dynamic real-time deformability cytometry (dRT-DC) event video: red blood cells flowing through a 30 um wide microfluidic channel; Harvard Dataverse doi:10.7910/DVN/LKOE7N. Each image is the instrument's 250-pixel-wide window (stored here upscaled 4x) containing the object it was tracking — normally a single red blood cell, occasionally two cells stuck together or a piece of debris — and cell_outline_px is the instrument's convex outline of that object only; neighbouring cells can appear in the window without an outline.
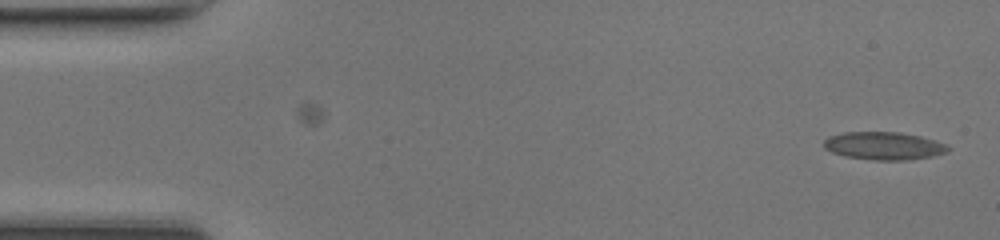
{"species": "common noctule bat (a hibernating species)", "species_latin": "Nyctalus noctula", "temperature_condition": "room temperature", "stored_images_in_passage": 47, "camera_frame_rate_fps": 3000, "um_per_image_px": 0.085, "animal": {"sex": "female", "body_mass_g": 17.0, "forearm_length_mm": 48.0}, "frame": {"image": 1, "passage_image": 1, "time_ms": 0.0, "image_size_px": [1000, 240], "cell_outline_px": [[952, 148], [948, 152], [932, 156], [908, 160], [876, 160], [844, 156], [832, 152], [824, 148], [824, 140], [828, 136], [844, 132], [900, 132], [920, 136], [936, 140]], "centroid_in_image_um": [75.14, 12.39], "position_along_channel_um": 9.9, "area_um2": 20.23}}
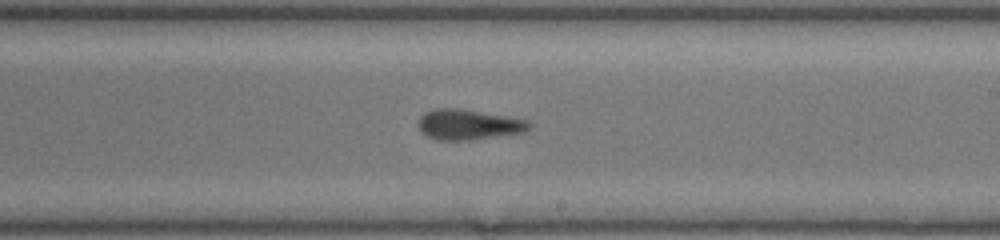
{"frame": {"image": 2, "passage_image": 27, "time_ms": 8.667, "image_size_px": [1000, 240], "cell_outline_px": [[532, 124], [524, 132], [472, 140], [436, 140], [420, 132], [420, 116], [424, 112], [436, 108], [456, 108], [528, 120]], "centroid_in_image_um": [39.8, 10.6], "position_along_channel_um": 249.2, "area_um2": 19.36}}
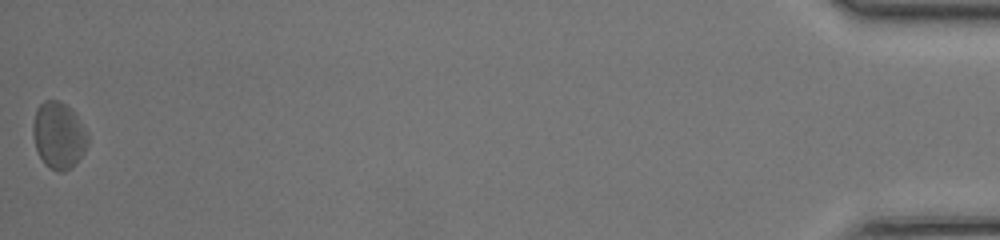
{"frame": {"image": 3, "passage_image": 47, "time_ms": 15.333, "image_size_px": [1000, 240], "cell_outline_px": [[88, 144], [84, 152], [64, 172], [60, 172], [44, 164], [36, 148], [32, 136], [32, 124], [36, 108], [44, 100], [60, 100], [72, 112], [88, 136]], "centroid_in_image_um": [4.93, 11.49], "position_along_channel_um": 430.3, "area_um2": 20.75}, "authors_computed_cell_mechanics": {"area_um2": 19.7098, "velocity_mm_per_s": 4.3108, "shape_relaxation_time_tau1_ms": 3.3703, "shape_relaxation_time_tau2_ms": 1.8083, "deformation_change_tau1": 0.1131, "deformation_change_tau2": 0.0987}}